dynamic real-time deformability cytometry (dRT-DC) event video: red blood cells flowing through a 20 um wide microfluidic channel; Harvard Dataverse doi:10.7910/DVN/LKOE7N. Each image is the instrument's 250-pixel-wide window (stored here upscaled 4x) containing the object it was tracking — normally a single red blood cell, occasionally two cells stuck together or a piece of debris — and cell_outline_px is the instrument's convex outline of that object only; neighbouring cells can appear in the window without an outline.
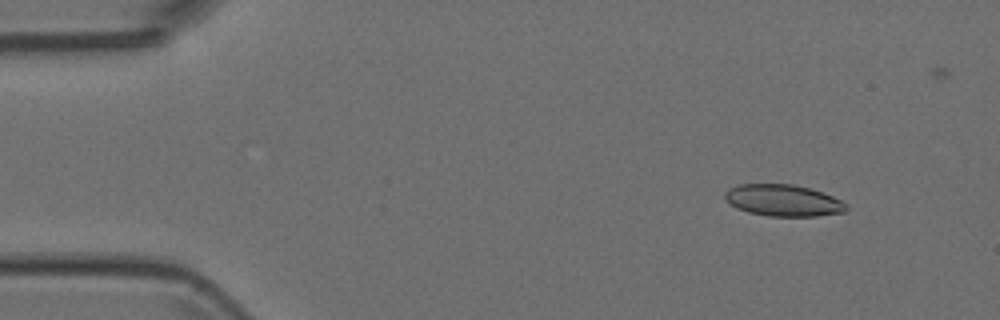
{"species": "Egyptian fruit bat (a non-hibernating species)", "species_latin": "Rousettus aegyptiacus", "temperature_condition": "room temperature", "stored_images_in_passage": 3, "camera_frame_rate_fps": 3000, "um_per_image_px": 0.085, "animal": {"sex": "female"}, "frame": {"image": 1, "passage_image": 1, "time_ms": 0.0, "image_size_px": [1000, 320], "cell_outline_px": [[848, 212], [816, 216], [768, 216], [748, 212], [736, 208], [724, 196], [724, 192], [728, 188], [736, 184], [792, 184], [808, 188], [832, 196], [848, 204]], "centroid_in_image_um": [66.58, 17.04], "position_along_channel_um": 18.4, "area_um2": 22.43}}